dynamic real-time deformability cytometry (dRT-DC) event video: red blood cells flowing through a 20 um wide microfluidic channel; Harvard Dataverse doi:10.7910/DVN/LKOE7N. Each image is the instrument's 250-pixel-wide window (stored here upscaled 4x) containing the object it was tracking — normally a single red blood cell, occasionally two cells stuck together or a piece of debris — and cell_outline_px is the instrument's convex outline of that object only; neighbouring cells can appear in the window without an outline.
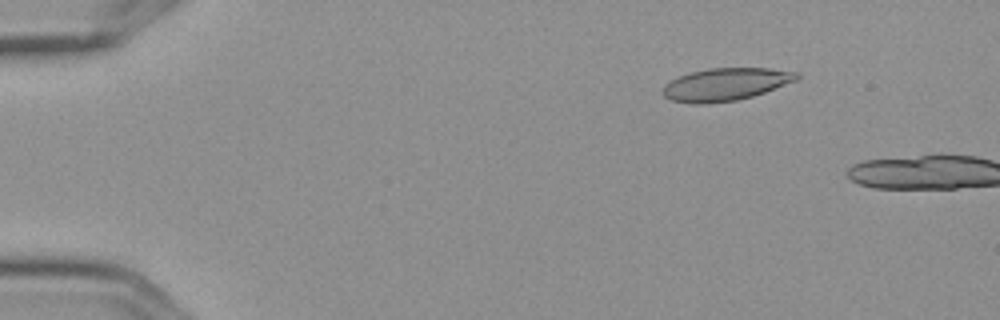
{"species": "Egyptian fruit bat (a non-hibernating species)", "species_latin": "Rousettus aegyptiacus", "temperature_condition": "cold", "stored_images_in_passage": 2, "camera_frame_rate_fps": 3000, "um_per_image_px": 0.085, "frame": {"image": 1, "passage_image": 1, "time_ms": 0.0, "image_size_px": [1000, 320], "cell_outline_px": [[800, 76], [796, 80], [764, 92], [752, 96], [736, 100], [708, 104], [692, 104], [672, 100], [664, 96], [664, 84], [688, 72], [708, 68], [772, 68], [800, 72]], "centroid_in_image_um": [61.68, 7.16], "position_along_channel_um": 23.3, "area_um2": 25.43}}